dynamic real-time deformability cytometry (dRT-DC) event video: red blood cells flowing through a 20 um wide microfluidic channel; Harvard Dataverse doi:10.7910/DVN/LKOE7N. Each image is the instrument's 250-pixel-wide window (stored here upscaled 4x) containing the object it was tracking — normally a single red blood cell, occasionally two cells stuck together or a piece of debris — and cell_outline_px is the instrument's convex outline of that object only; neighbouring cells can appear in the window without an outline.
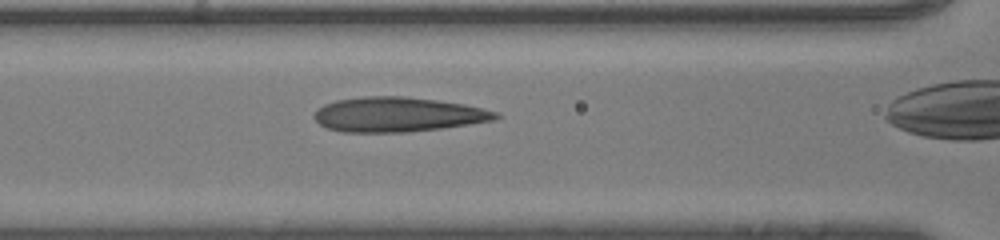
{"species": "human", "species_latin": "Homo sapiens", "temperature_condition": "room temperature", "stored_images_in_passage": 35, "camera_frame_rate_fps": 3000, "um_per_image_px": 0.085, "donor": {"sex": "male"}, "frame": {"image": 1, "passage_image": 15, "time_ms": 4.667, "image_size_px": [1000, 240], "cell_outline_px": [[500, 116], [492, 120], [468, 124], [440, 128], [408, 132], [344, 132], [328, 128], [320, 124], [312, 116], [316, 108], [324, 104], [336, 100], [364, 96], [404, 96], [436, 100], [464, 104], [500, 112]], "centroid_in_image_um": [33.78, 9.72], "position_along_channel_um": 132.8, "area_um2": 36.65}}
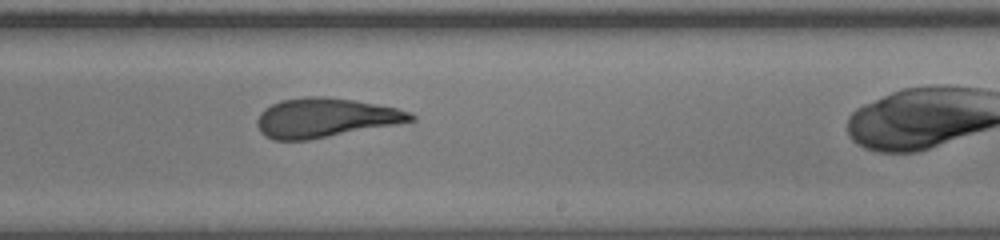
{"frame": {"image": 2, "passage_image": 24, "time_ms": 7.667, "image_size_px": [1000, 240], "cell_outline_px": [[416, 120], [396, 124], [308, 140], [272, 140], [264, 136], [260, 132], [256, 124], [256, 120], [260, 112], [264, 108], [280, 100], [304, 96], [324, 96], [352, 100], [396, 108], [412, 112], [416, 116]], "centroid_in_image_um": [27.6, 10.01], "position_along_channel_um": 261.4, "area_um2": 35.2}}
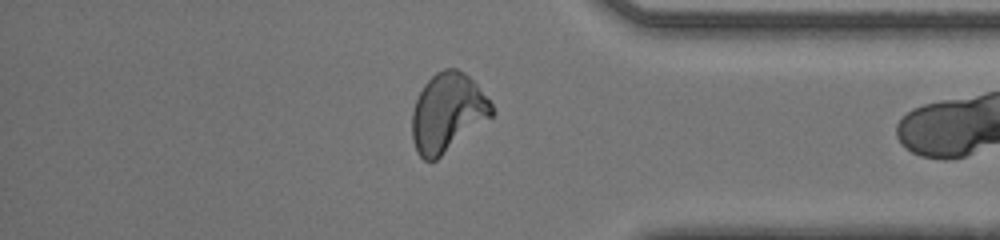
{"frame": {"image": 3, "passage_image": 34, "time_ms": 11.0, "image_size_px": [1000, 240], "cell_outline_px": [[496, 112], [492, 116], [436, 160], [424, 160], [416, 152], [412, 140], [412, 112], [416, 100], [424, 84], [436, 72], [444, 68], [456, 68], [464, 72], [476, 84], [492, 104]], "centroid_in_image_um": [38.03, 9.57], "position_along_channel_um": 397.2, "area_um2": 36.36}}